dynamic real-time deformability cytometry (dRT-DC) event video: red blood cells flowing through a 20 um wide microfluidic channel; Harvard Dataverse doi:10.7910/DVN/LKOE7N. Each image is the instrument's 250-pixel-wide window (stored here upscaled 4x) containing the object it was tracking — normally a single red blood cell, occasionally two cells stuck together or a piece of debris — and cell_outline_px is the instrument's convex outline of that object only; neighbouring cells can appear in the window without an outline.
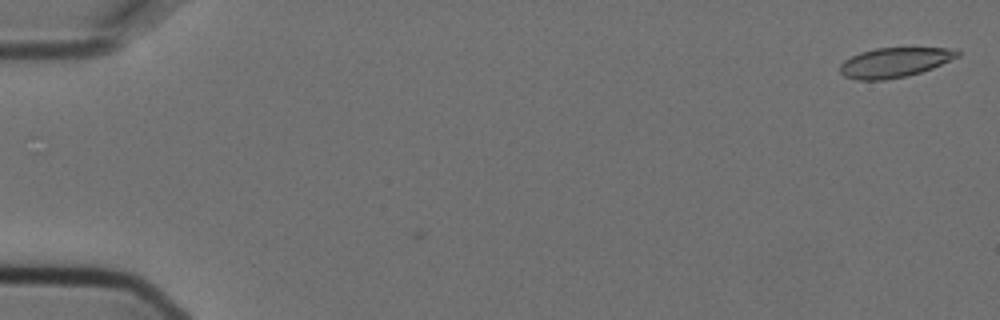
{"species": "Egyptian fruit bat (a non-hibernating species)", "species_latin": "Rousettus aegyptiacus", "temperature_condition": "cold", "stored_images_in_passage": 2, "camera_frame_rate_fps": 3000, "um_per_image_px": 0.085, "animal": {"sex": "female"}, "frame": {"image": 1, "passage_image": 1, "time_ms": 0.0, "image_size_px": [1000, 320], "cell_outline_px": [[960, 56], [932, 68], [920, 72], [904, 76], [884, 80], [856, 80], [844, 76], [840, 72], [840, 64], [844, 60], [860, 52], [876, 48], [948, 48], [960, 52]], "centroid_in_image_um": [76.0, 5.31], "position_along_channel_um": 9.0, "area_um2": 20.17}}